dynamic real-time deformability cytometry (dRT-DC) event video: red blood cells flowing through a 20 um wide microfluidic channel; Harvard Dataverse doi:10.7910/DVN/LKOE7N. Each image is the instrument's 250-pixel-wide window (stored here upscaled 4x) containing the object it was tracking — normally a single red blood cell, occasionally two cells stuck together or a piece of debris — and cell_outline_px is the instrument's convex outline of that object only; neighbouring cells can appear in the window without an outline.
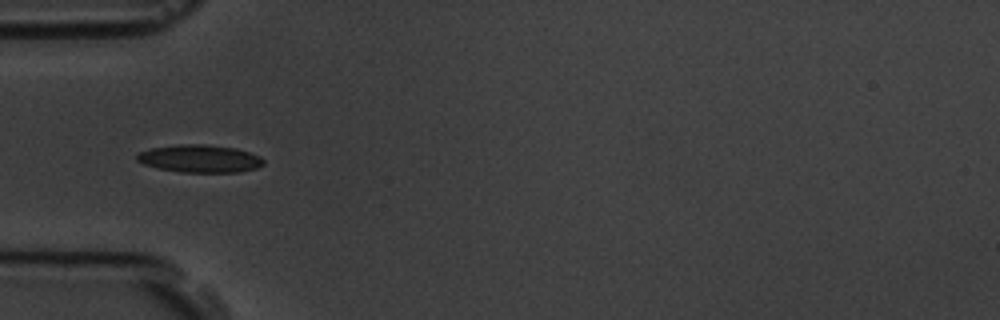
{"species": "common noctule bat (a hibernating species)", "species_latin": "Nyctalus noctula", "temperature_condition": "room temperature", "stored_images_in_passage": 8, "camera_frame_rate_fps": 3000, "um_per_image_px": 0.085, "animal": {"sex": "male", "body_mass_g": 19.5, "forearm_length_mm": 54.6}, "frame": {"image": 1, "passage_image": 5, "time_ms": 4.667, "image_size_px": [1000, 320], "cell_outline_px": [[264, 164], [256, 168], [240, 172], [180, 172], [156, 168], [144, 164], [136, 160], [136, 152], [152, 148], [176, 144], [204, 144], [236, 148], [260, 156], [264, 160]], "centroid_in_image_um": [16.95, 13.48], "position_along_channel_um": 68.0, "area_um2": 20.58}}
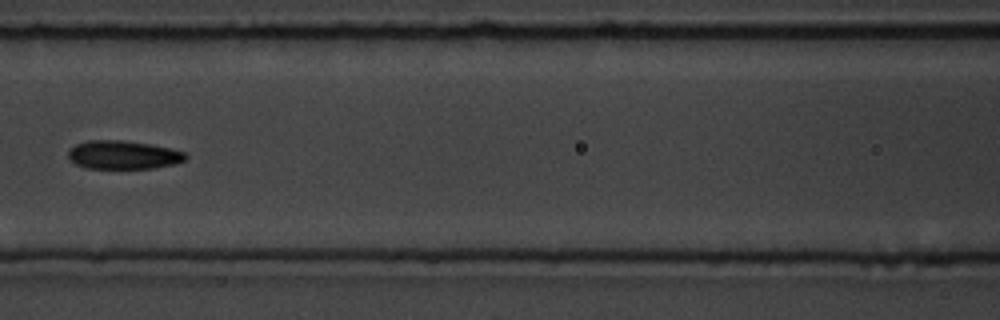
{"frame": {"image": 2, "passage_image": 7, "time_ms": 7.0, "image_size_px": [1000, 320], "cell_outline_px": [[188, 156], [184, 160], [176, 164], [152, 168], [84, 168], [76, 164], [68, 156], [68, 148], [76, 144], [88, 140], [124, 140], [148, 144], [168, 148], [184, 152]], "centroid_in_image_um": [10.44, 13.16], "position_along_channel_um": 156.2, "area_um2": 19.42}}
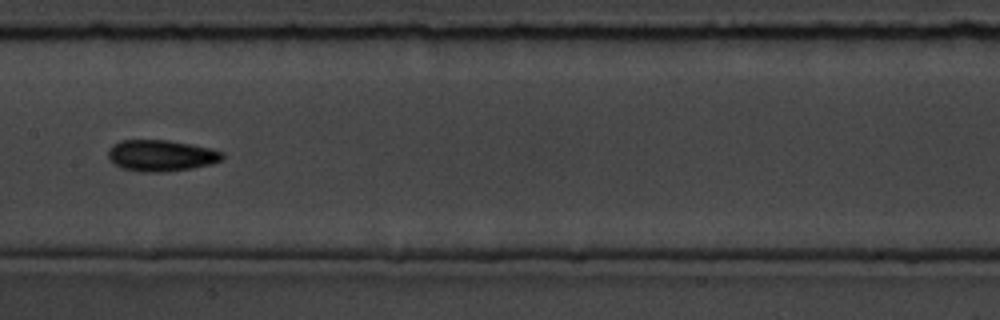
{"frame": {"image": 3, "passage_image": 8, "time_ms": 8.0, "image_size_px": [1000, 320], "cell_outline_px": [[224, 156], [220, 160], [208, 164], [192, 168], [160, 172], [140, 172], [120, 168], [108, 156], [108, 148], [112, 144], [120, 140], [168, 140], [192, 144], [212, 148], [224, 152]], "centroid_in_image_um": [13.68, 13.21], "position_along_channel_um": 193.7, "area_um2": 20.87}}